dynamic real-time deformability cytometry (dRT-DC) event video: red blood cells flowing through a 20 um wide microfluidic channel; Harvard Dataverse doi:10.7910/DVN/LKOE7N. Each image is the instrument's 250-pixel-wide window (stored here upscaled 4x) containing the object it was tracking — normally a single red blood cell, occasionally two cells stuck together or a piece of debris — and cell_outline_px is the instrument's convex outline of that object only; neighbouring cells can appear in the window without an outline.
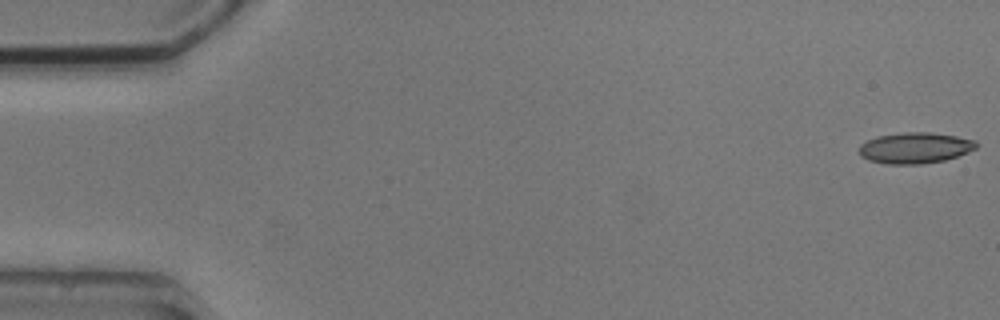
{"species": "common noctule bat (a hibernating species)", "species_latin": "Nyctalus noctula", "temperature_condition": "cold", "stored_images_in_passage": 4, "camera_frame_rate_fps": 3000, "um_per_image_px": 0.085, "animal": {"sex": "male", "body_mass_g": 20.5, "forearm_length_mm": 52.5}, "frame": {"image": 1, "passage_image": 1, "time_ms": 0.0, "image_size_px": [1000, 320], "cell_outline_px": [[976, 148], [968, 152], [944, 160], [920, 164], [888, 164], [868, 160], [860, 156], [860, 144], [876, 136], [904, 132], [928, 132], [956, 136], [976, 140]], "centroid_in_image_um": [77.76, 12.57], "position_along_channel_um": 7.2, "area_um2": 21.04}}
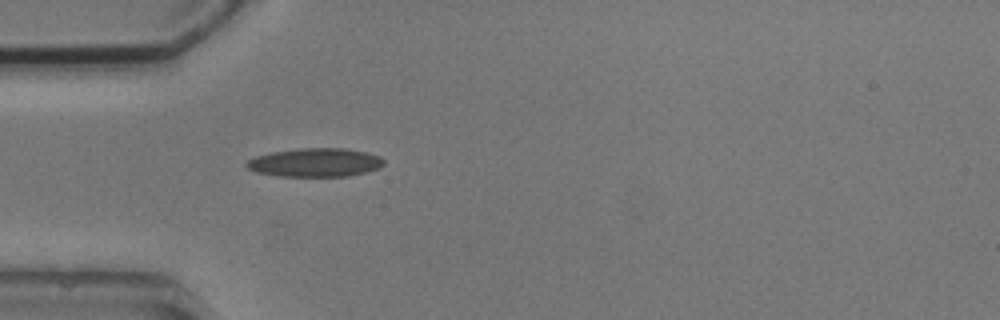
{"frame": {"image": 2, "passage_image": 4, "time_ms": 5.0, "image_size_px": [1000, 320], "cell_outline_px": [[384, 164], [380, 168], [348, 176], [280, 176], [256, 172], [248, 168], [244, 164], [248, 160], [256, 156], [272, 152], [300, 148], [344, 148], [364, 152], [380, 156], [384, 160]], "centroid_in_image_um": [26.79, 13.81], "position_along_channel_um": 58.2, "area_um2": 22.77}}